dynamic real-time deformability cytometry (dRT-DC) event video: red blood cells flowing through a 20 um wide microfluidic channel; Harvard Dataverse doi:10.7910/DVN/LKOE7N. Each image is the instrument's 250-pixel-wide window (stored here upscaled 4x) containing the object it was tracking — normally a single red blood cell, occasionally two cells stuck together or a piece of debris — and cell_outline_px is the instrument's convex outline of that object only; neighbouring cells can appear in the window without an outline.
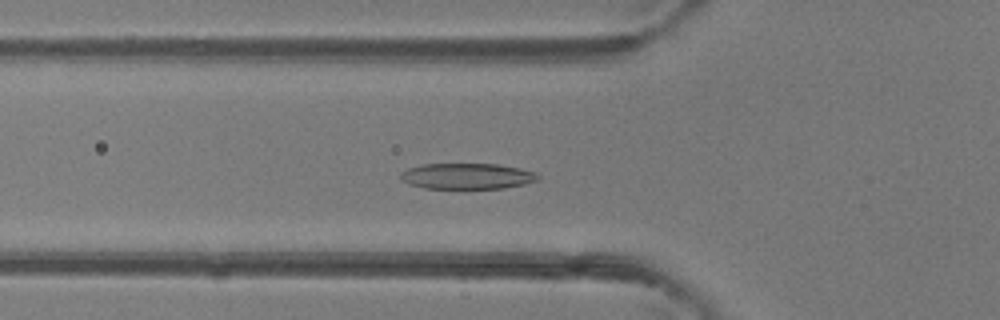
{"species": "common noctule bat (a hibernating species)", "species_latin": "Nyctalus noctula", "temperature_condition": "room temperature", "stored_images_in_passage": 30, "camera_frame_rate_fps": 3000, "um_per_image_px": 0.085, "animal": {"sex": "female"}, "frame": {"image": 1, "passage_image": 12, "time_ms": 3.667, "image_size_px": [1000, 320], "cell_outline_px": [[540, 180], [524, 184], [504, 188], [424, 188], [408, 184], [400, 176], [400, 172], [408, 168], [424, 164], [496, 164], [520, 168], [536, 172], [540, 176]], "centroid_in_image_um": [39.74, 14.97], "position_along_channel_um": 86.1, "area_um2": 20.69}}
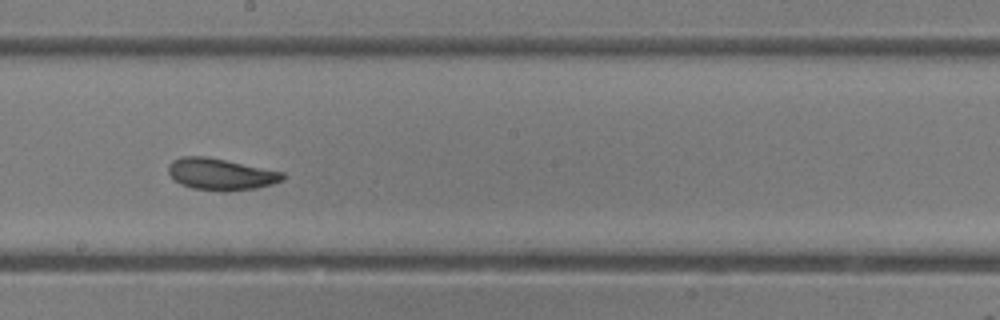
{"frame": {"image": 2, "passage_image": 22, "time_ms": 7.0, "image_size_px": [1000, 320], "cell_outline_px": [[284, 180], [272, 184], [256, 188], [224, 192], [220, 192], [192, 188], [180, 184], [168, 172], [168, 164], [172, 160], [180, 156], [208, 156], [284, 172]], "centroid_in_image_um": [18.76, 14.8], "position_along_channel_um": 229.4, "area_um2": 21.33}}
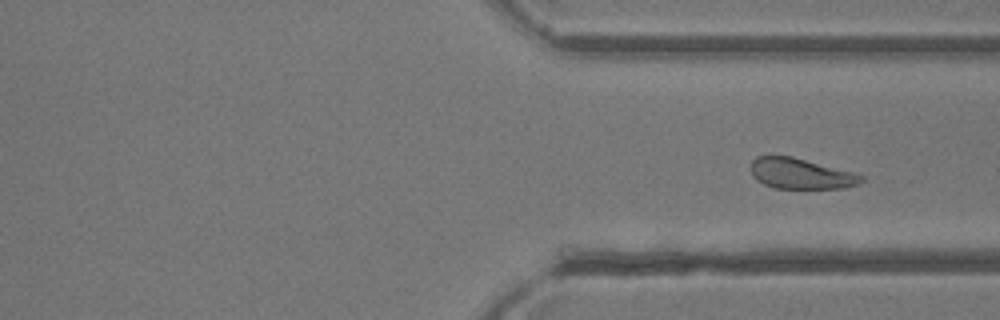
{"frame": {"image": 3, "passage_image": 30, "time_ms": 9.667, "image_size_px": [1000, 320], "cell_outline_px": [[864, 180], [860, 184], [844, 188], [776, 188], [764, 184], [756, 180], [752, 176], [752, 160], [756, 156], [792, 156], [856, 172], [864, 176]], "centroid_in_image_um": [68.12, 14.76], "position_along_channel_um": 343.3, "area_um2": 19.88}}